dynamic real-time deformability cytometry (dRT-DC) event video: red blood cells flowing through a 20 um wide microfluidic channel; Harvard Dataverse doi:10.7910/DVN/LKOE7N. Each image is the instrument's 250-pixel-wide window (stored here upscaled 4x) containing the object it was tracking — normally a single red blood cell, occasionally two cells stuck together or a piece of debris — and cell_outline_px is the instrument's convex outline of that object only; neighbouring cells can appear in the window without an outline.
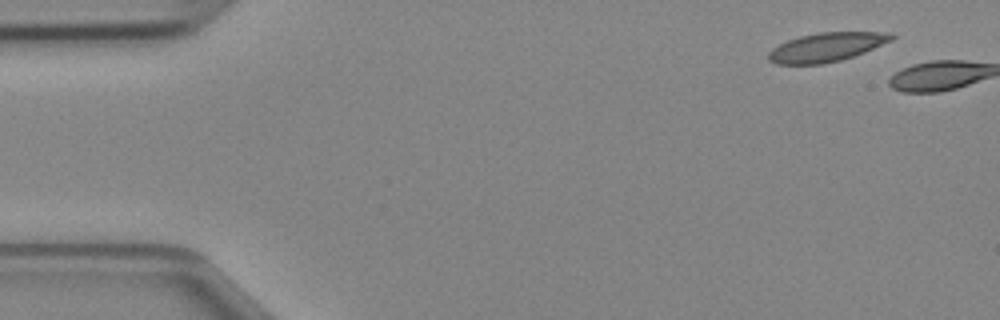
{"species": "Egyptian fruit bat (a non-hibernating species)", "species_latin": "Rousettus aegyptiacus", "temperature_condition": "cold", "stored_images_in_passage": 2, "camera_frame_rate_fps": 3000, "um_per_image_px": 0.085, "animal": {"sex": "female"}, "frame": {"image": 1, "passage_image": 1, "time_ms": 0.0, "image_size_px": [1000, 320], "cell_outline_px": [[896, 36], [892, 40], [864, 52], [840, 60], [820, 64], [776, 64], [768, 60], [768, 52], [772, 48], [788, 40], [800, 36], [820, 32], [892, 32]], "centroid_in_image_um": [70.25, 4.0], "position_along_channel_um": 14.8, "area_um2": 20.63}}